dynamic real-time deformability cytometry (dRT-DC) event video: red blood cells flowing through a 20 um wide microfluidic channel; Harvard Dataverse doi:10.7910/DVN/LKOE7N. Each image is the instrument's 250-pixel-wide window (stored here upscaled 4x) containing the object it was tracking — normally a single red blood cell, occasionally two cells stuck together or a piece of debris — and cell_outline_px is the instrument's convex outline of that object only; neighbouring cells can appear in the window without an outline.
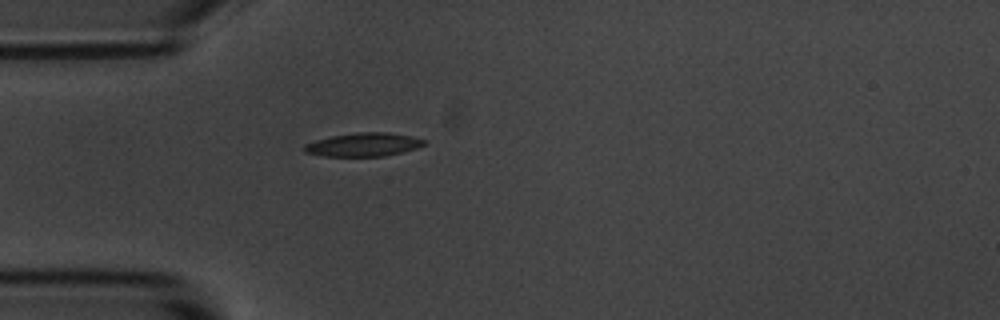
{"species": "common noctule bat (a hibernating species)", "species_latin": "Nyctalus noctula", "temperature_condition": "room temperature", "stored_images_in_passage": 41, "camera_frame_rate_fps": 3000, "um_per_image_px": 0.085, "animal": {"sex": "male", "body_mass_g": 20.1, "forearm_length_mm": 53.5}, "frame": {"image": 1, "passage_image": 1, "time_ms": 0.0, "image_size_px": [1000, 320], "cell_outline_px": [[424, 144], [416, 148], [384, 156], [324, 156], [304, 152], [304, 144], [316, 140], [332, 136], [356, 132], [384, 132], [412, 136], [424, 140]], "centroid_in_image_um": [30.86, 12.29], "position_along_channel_um": 54.1, "area_um2": 16.18}}
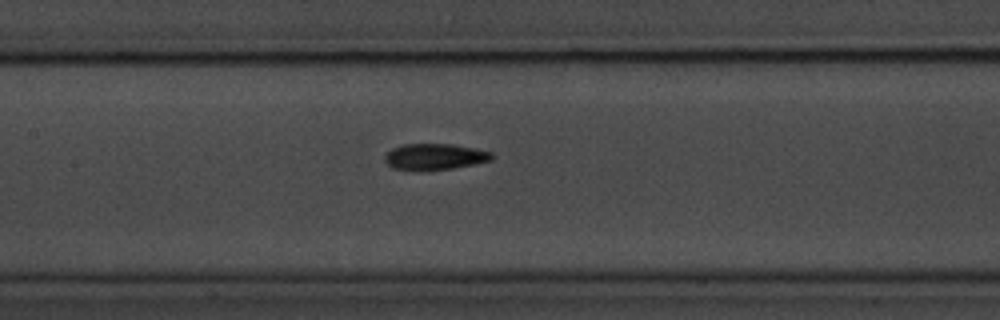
{"frame": {"image": 2, "passage_image": 11, "time_ms": 3.333, "image_size_px": [1000, 320], "cell_outline_px": [[496, 156], [492, 160], [452, 168], [428, 172], [392, 168], [384, 160], [384, 156], [392, 148], [404, 144], [452, 144], [492, 152]], "centroid_in_image_um": [36.94, 13.34], "position_along_channel_um": 170.5, "area_um2": 16.53}}
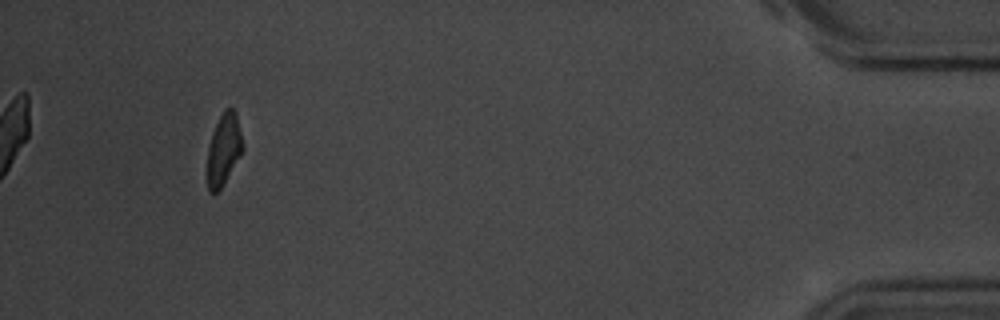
{"frame": {"image": 3, "passage_image": 37, "time_ms": 12.0, "image_size_px": [1000, 320], "cell_outline_px": [[244, 148], [224, 184], [216, 192], [208, 192], [208, 148], [212, 132], [224, 108], [232, 108], [236, 112], [244, 144]], "centroid_in_image_um": [19.04, 12.67], "position_along_channel_um": 416.2, "area_um2": 14.68}, "authors_computed_cell_mechanics": {"area_um2": 16.0684, "velocity_mm_per_s": 3.6472, "shape_relaxation_time_tau1_ms": 3.9701, "shape_relaxation_time_tau2_ms": 2.8282, "deformation_change_tau1": 0.1653, "deformation_change_tau2": 0.0989}}